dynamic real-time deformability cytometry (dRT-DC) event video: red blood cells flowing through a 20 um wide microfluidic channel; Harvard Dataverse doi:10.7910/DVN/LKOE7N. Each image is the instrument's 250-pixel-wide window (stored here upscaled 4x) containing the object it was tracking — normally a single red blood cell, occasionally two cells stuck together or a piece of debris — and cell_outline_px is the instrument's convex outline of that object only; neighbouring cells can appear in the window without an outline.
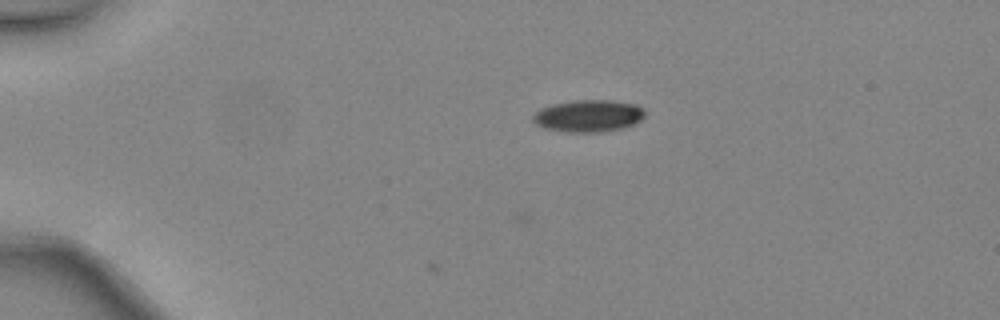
{"species": "common noctule bat (a hibernating species)", "species_latin": "Nyctalus noctula", "temperature_condition": "warm", "stored_images_in_passage": 5, "camera_frame_rate_fps": 3000, "um_per_image_px": 0.085, "animal": {"sex": "female", "body_mass_g": 24.6, "forearm_length_mm": 56.2}, "frame": {"image": 1, "passage_image": 1, "time_ms": 0.0, "image_size_px": [1000, 320], "cell_outline_px": [[644, 116], [640, 120], [624, 128], [600, 132], [564, 132], [544, 128], [536, 124], [532, 120], [532, 116], [540, 108], [552, 104], [572, 100], [612, 100], [636, 104], [644, 108]], "centroid_in_image_um": [50.0, 9.84], "position_along_channel_um": 35.0, "area_um2": 21.1}}